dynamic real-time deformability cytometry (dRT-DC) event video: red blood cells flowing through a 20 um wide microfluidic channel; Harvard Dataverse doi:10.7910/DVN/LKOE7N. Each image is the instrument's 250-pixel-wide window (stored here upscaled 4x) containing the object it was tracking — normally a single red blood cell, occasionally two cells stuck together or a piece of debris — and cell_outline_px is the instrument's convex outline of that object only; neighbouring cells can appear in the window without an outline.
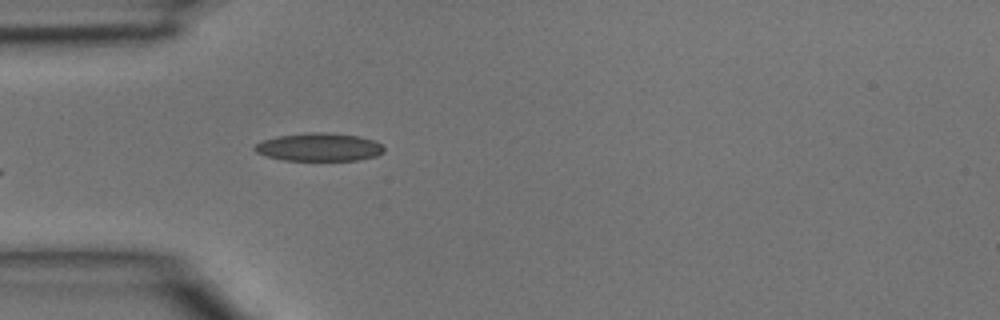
{"species": "common noctule bat (a hibernating species)", "species_latin": "Nyctalus noctula", "temperature_condition": "room temperature", "stored_images_in_passage": 4, "camera_frame_rate_fps": 3000, "um_per_image_px": 0.085, "animal": {"sex": "male", "body_mass_g": 15.6}, "frame": {"image": 1, "passage_image": 4, "time_ms": 1.0, "image_size_px": [1000, 320], "cell_outline_px": [[384, 152], [376, 156], [356, 160], [284, 160], [268, 156], [256, 152], [252, 148], [256, 144], [264, 140], [276, 136], [312, 132], [328, 132], [360, 136], [372, 140], [380, 144], [384, 148]], "centroid_in_image_um": [27.12, 12.5], "position_along_channel_um": 57.9, "area_um2": 21.04}}